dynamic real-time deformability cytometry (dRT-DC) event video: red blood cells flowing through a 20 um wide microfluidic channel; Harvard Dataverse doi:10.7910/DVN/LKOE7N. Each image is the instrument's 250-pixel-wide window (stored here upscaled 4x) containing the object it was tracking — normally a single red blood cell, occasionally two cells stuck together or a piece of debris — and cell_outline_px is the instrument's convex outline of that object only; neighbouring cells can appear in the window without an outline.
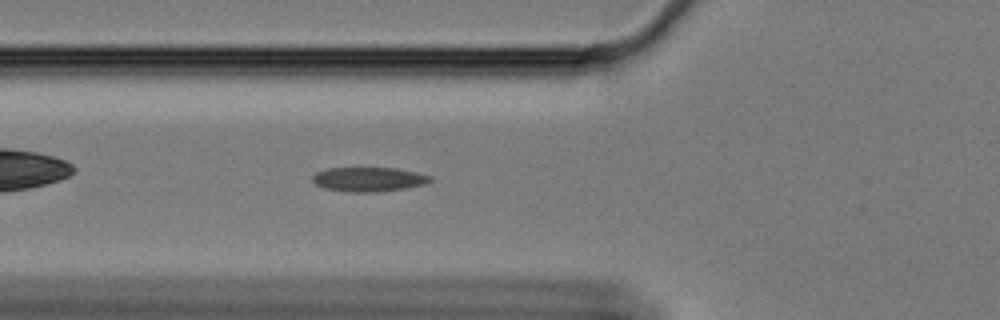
{"species": "Egyptian fruit bat (a non-hibernating species)", "species_latin": "Rousettus aegyptiacus", "temperature_condition": "cold", "stored_images_in_passage": 41, "camera_frame_rate_fps": 3000, "um_per_image_px": 0.085, "animal": {"sex": "female"}, "frame": {"image": 1, "passage_image": 3, "time_ms": 0.667, "image_size_px": [1000, 320], "cell_outline_px": [[432, 180], [424, 184], [408, 188], [376, 192], [352, 192], [324, 188], [316, 184], [312, 180], [312, 176], [316, 172], [328, 168], [396, 168], [416, 172], [432, 176]], "centroid_in_image_um": [31.35, 15.24], "position_along_channel_um": 94.5, "area_um2": 16.7}}
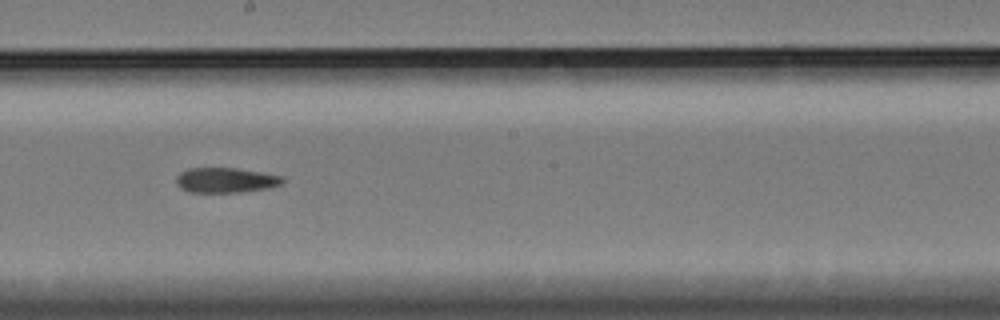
{"frame": {"image": 2, "passage_image": 15, "time_ms": 4.667, "image_size_px": [1000, 320], "cell_outline_px": [[284, 180], [280, 184], [272, 188], [240, 192], [188, 192], [180, 188], [176, 184], [176, 176], [180, 172], [188, 168], [236, 168], [284, 176]], "centroid_in_image_um": [19.17, 15.32], "position_along_channel_um": 229.0, "area_um2": 15.66}}
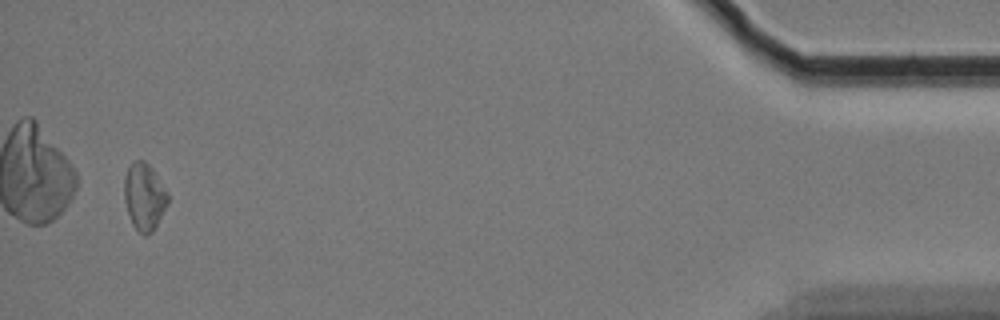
{"frame": {"image": 3, "passage_image": 39, "time_ms": 12.667, "image_size_px": [1000, 320], "cell_outline_px": [[168, 204], [152, 232], [148, 236], [144, 236], [132, 224], [124, 200], [124, 176], [132, 160], [144, 160], [152, 168], [168, 192]], "centroid_in_image_um": [12.26, 16.7], "position_along_channel_um": 422.9, "area_um2": 17.11}}